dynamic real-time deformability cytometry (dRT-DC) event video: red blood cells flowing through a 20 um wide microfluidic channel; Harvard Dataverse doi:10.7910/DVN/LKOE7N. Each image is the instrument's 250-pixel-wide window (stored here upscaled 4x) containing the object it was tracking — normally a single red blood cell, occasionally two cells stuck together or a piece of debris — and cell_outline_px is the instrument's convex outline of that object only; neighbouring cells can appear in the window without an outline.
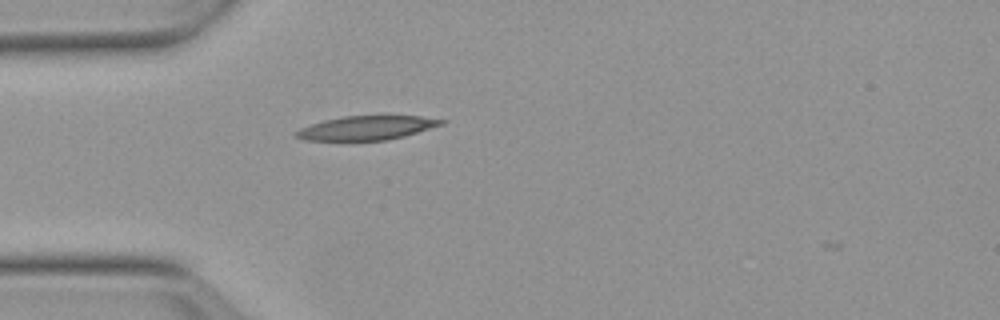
{"species": "Egyptian fruit bat (a non-hibernating species)", "species_latin": "Rousettus aegyptiacus", "temperature_condition": "warm", "stored_images_in_passage": 39, "camera_frame_rate_fps": 3000, "um_per_image_px": 0.085, "animal": {"sex": "female"}, "frame": {"image": 1, "passage_image": 1, "time_ms": 0.0, "image_size_px": [1000, 320], "cell_outline_px": [[448, 120], [444, 124], [404, 136], [388, 140], [304, 140], [292, 136], [300, 128], [324, 120], [344, 116], [420, 116]], "centroid_in_image_um": [31.18, 10.87], "position_along_channel_um": 53.8, "area_um2": 20.23}}
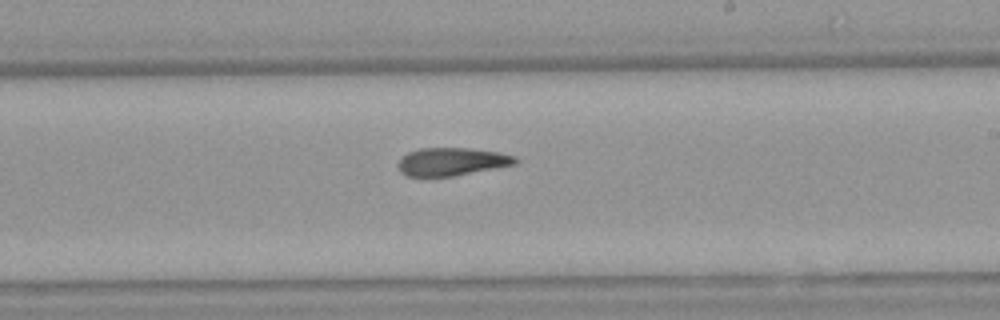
{"frame": {"image": 2, "passage_image": 17, "time_ms": 5.333, "image_size_px": [1000, 320], "cell_outline_px": [[520, 160], [516, 164], [452, 176], [408, 176], [400, 172], [400, 160], [408, 152], [420, 148], [468, 148], [496, 152], [516, 156]], "centroid_in_image_um": [38.43, 13.73], "position_along_channel_um": 250.6, "area_um2": 18.79}}
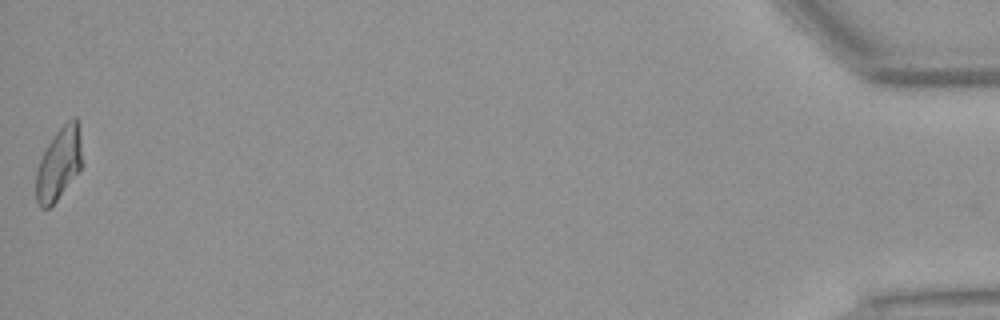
{"frame": {"image": 3, "passage_image": 39, "time_ms": 12.667, "image_size_px": [1000, 320], "cell_outline_px": [[80, 168], [56, 200], [48, 208], [40, 208], [36, 200], [36, 172], [40, 160], [48, 144], [56, 132], [72, 116], [76, 116], [80, 136]], "centroid_in_image_um": [4.97, 13.91], "position_along_channel_um": 430.2, "area_um2": 18.73}, "authors_computed_cell_mechanics": {"area_um2": 19.8254, "velocity_mm_per_s": 3.8185, "shape_relaxation_time_tau1_ms": null, "shape_relaxation_time_tau2_ms": 4.8687, "deformation_change_tau1": null, "deformation_change_tau2": 0.1412}}